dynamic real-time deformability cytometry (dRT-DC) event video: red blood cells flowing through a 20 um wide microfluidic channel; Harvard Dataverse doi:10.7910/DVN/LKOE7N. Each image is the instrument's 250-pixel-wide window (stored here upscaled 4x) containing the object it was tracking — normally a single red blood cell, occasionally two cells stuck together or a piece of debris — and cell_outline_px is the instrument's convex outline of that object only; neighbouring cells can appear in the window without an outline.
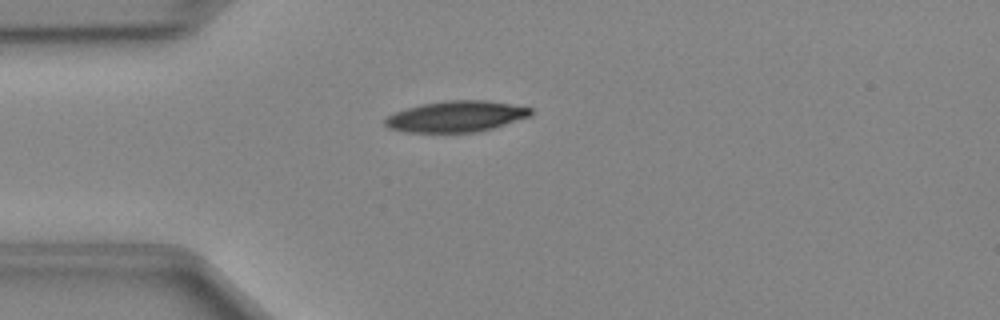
{"species": "Egyptian fruit bat (a non-hibernating species)", "species_latin": "Rousettus aegyptiacus", "temperature_condition": "cold", "stored_images_in_passage": 37, "camera_frame_rate_fps": 3000, "um_per_image_px": 0.085, "animal": {"sex": "female"}, "frame": {"image": 1, "passage_image": 1, "time_ms": 0.0, "image_size_px": [1000, 320], "cell_outline_px": [[532, 116], [492, 128], [476, 132], [404, 132], [388, 128], [384, 124], [384, 120], [388, 116], [396, 112], [420, 104], [444, 100], [488, 100], [512, 104], [532, 108]], "centroid_in_image_um": [38.78, 9.89], "position_along_channel_um": 46.2, "area_um2": 26.41}}
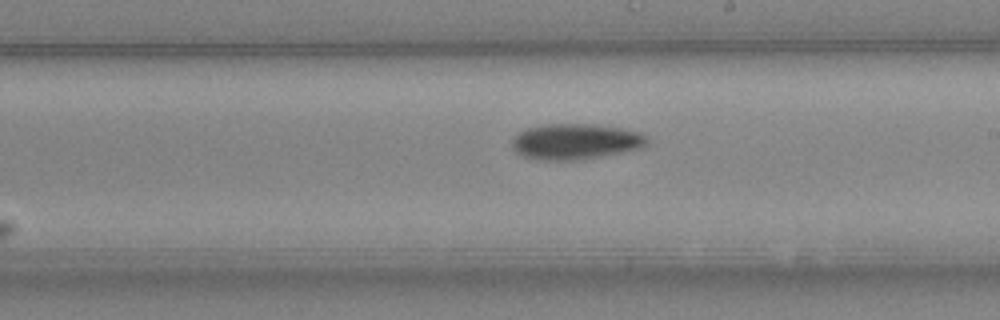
{"frame": {"image": 2, "passage_image": 16, "time_ms": 5.0, "image_size_px": [1000, 320], "cell_outline_px": [[648, 144], [640, 148], [584, 160], [548, 160], [524, 156], [516, 152], [512, 148], [512, 140], [520, 132], [528, 128], [544, 124], [592, 124], [620, 128], [640, 132], [648, 140]], "centroid_in_image_um": [48.93, 12.03], "position_along_channel_um": 240.1, "area_um2": 27.92}}
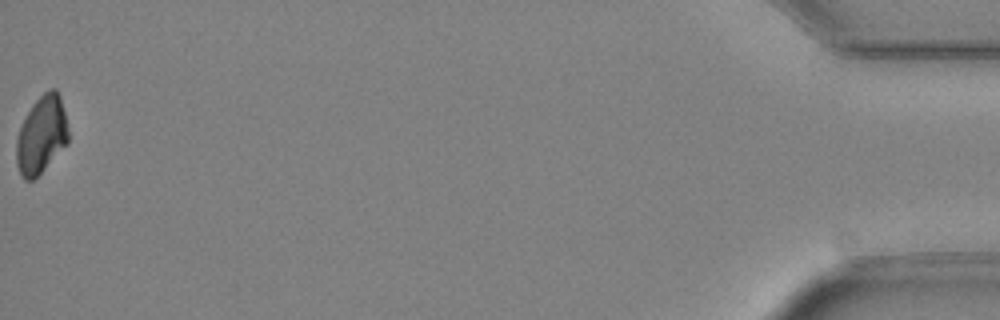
{"frame": {"image": 3, "passage_image": 37, "time_ms": 12.0, "image_size_px": [1000, 320], "cell_outline_px": [[68, 144], [32, 180], [24, 180], [20, 176], [16, 164], [16, 140], [20, 128], [32, 104], [48, 88], [56, 88], [60, 96], [68, 128]], "centroid_in_image_um": [3.52, 11.46], "position_along_channel_um": 431.7, "area_um2": 23.35}}